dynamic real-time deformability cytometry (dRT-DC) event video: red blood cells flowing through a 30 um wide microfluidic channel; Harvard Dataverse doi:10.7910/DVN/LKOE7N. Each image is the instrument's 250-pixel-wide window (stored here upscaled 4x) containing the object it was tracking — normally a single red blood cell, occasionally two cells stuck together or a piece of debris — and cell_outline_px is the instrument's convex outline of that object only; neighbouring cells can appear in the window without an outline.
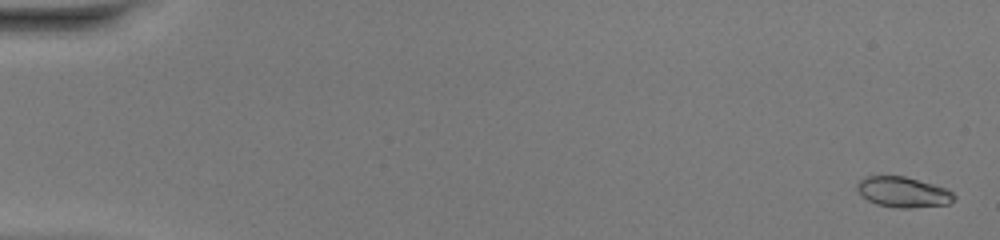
{"species": "common noctule bat (a hibernating species)", "species_latin": "Nyctalus noctula", "temperature_condition": "warm", "stored_images_in_passage": 51, "camera_frame_rate_fps": 3000, "um_per_image_px": 0.085, "animal": {"sex": "female", "body_mass_g": 20.0, "forearm_length_mm": 54.0}, "frame": {"image": 1, "passage_image": 2, "time_ms": 0.333, "image_size_px": [1000, 240], "cell_outline_px": [[956, 196], [948, 204], [912, 208], [900, 208], [876, 204], [868, 200], [856, 188], [856, 184], [864, 176], [904, 176], [932, 184], [944, 188], [952, 192]], "centroid_in_image_um": [76.75, 16.33], "position_along_channel_um": 8.3, "area_um2": 16.99}}
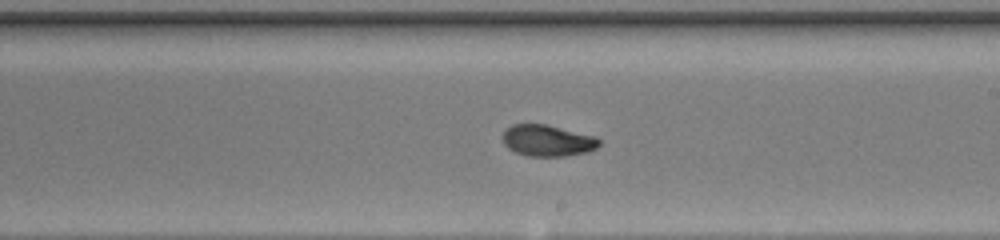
{"frame": {"image": 2, "passage_image": 31, "time_ms": 10.0, "image_size_px": [1000, 240], "cell_outline_px": [[600, 144], [596, 148], [588, 152], [564, 156], [528, 156], [516, 152], [508, 148], [504, 144], [500, 136], [512, 124], [544, 124], [596, 136], [600, 140]], "centroid_in_image_um": [46.53, 11.95], "position_along_channel_um": 242.5, "area_um2": 17.69}}
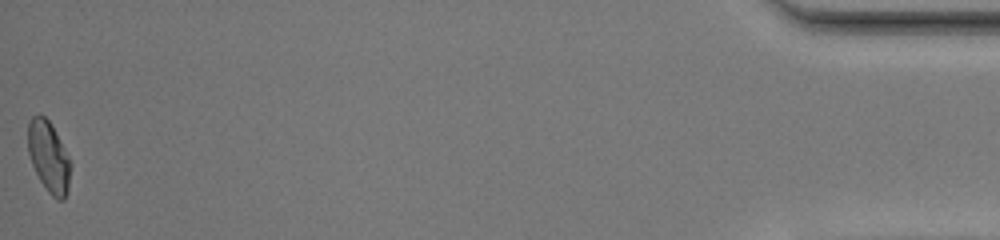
{"frame": {"image": 3, "passage_image": 51, "time_ms": 16.667, "image_size_px": [1000, 240], "cell_outline_px": [[72, 164], [68, 192], [64, 200], [56, 200], [48, 192], [40, 180], [32, 164], [28, 152], [28, 120], [32, 116], [44, 116], [52, 124]], "centroid_in_image_um": [4.16, 13.36], "position_along_channel_um": 431.0, "area_um2": 17.74}, "authors_computed_cell_mechanics": {"area_um2": 17.6868, "velocity_mm_per_s": 4.2082, "shape_relaxation_time_tau1_ms": 3.639, "shape_relaxation_time_tau2_ms": 1.2246, "deformation_change_tau1": 0.1936, "deformation_change_tau2": 0.0509}}